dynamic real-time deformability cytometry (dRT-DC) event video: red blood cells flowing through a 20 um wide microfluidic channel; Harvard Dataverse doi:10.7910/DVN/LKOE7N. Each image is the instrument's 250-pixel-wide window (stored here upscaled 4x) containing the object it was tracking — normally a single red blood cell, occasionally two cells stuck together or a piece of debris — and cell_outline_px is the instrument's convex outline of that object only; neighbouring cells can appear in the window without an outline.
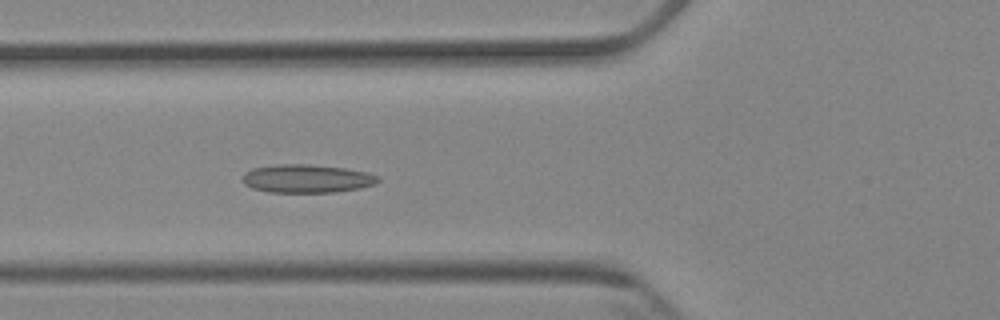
{"species": "Egyptian fruit bat (a non-hibernating species)", "species_latin": "Rousettus aegyptiacus", "temperature_condition": "cold", "stored_images_in_passage": 6, "camera_frame_rate_fps": 3000, "um_per_image_px": 0.085, "animal": {"sex": "female"}, "frame": {"image": 1, "passage_image": 6, "time_ms": 6.0, "image_size_px": [1000, 320], "cell_outline_px": [[380, 180], [376, 184], [360, 188], [336, 192], [268, 192], [252, 188], [244, 184], [240, 180], [244, 172], [252, 168], [280, 164], [308, 164], [344, 168], [368, 172], [380, 176]], "centroid_in_image_um": [26.08, 15.18], "position_along_channel_um": 99.7, "area_um2": 22.6}}